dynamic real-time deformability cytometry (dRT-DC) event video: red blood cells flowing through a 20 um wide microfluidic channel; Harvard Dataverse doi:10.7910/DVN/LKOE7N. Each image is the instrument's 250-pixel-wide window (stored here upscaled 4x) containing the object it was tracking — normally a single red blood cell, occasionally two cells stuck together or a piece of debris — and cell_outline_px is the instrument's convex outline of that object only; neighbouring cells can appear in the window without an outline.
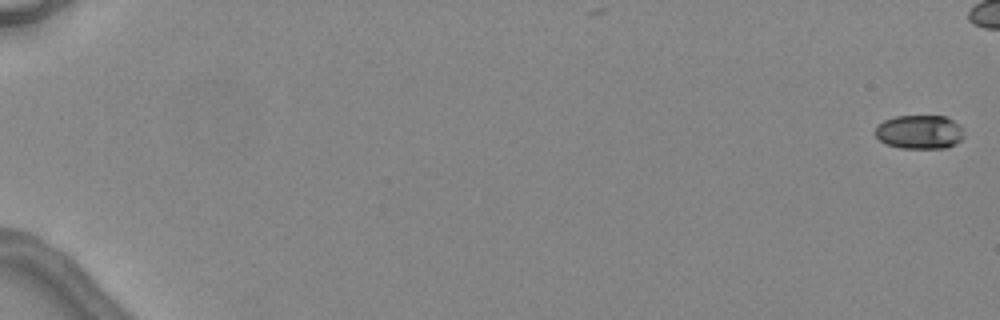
{"species": "common noctule bat (a hibernating species)", "species_latin": "Nyctalus noctula", "temperature_condition": "warm", "stored_images_in_passage": 6, "camera_frame_rate_fps": 3000, "um_per_image_px": 0.085, "animal": {"sex": "female", "body_mass_g": 24.6, "forearm_length_mm": 56.2}, "frame": {"image": 1, "passage_image": 1, "time_ms": 0.0, "image_size_px": [1000, 320], "cell_outline_px": [[964, 136], [956, 144], [948, 148], [900, 148], [884, 144], [876, 136], [876, 124], [884, 120], [896, 116], [944, 116], [960, 124]], "centroid_in_image_um": [78.15, 11.22], "position_along_channel_um": 6.8, "area_um2": 17.69}}